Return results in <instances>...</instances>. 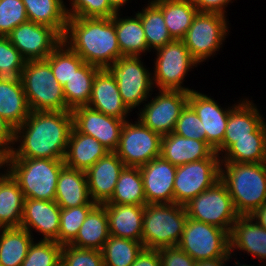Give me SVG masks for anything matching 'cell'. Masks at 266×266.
<instances>
[{
	"mask_svg": "<svg viewBox=\"0 0 266 266\" xmlns=\"http://www.w3.org/2000/svg\"><path fill=\"white\" fill-rule=\"evenodd\" d=\"M253 221L250 216L237 218L229 233L230 253L239 249L260 260H266V229Z\"/></svg>",
	"mask_w": 266,
	"mask_h": 266,
	"instance_id": "obj_25",
	"label": "cell"
},
{
	"mask_svg": "<svg viewBox=\"0 0 266 266\" xmlns=\"http://www.w3.org/2000/svg\"><path fill=\"white\" fill-rule=\"evenodd\" d=\"M61 249L62 245L55 241H33L21 266H57L61 262Z\"/></svg>",
	"mask_w": 266,
	"mask_h": 266,
	"instance_id": "obj_42",
	"label": "cell"
},
{
	"mask_svg": "<svg viewBox=\"0 0 266 266\" xmlns=\"http://www.w3.org/2000/svg\"><path fill=\"white\" fill-rule=\"evenodd\" d=\"M232 256H224L216 259H207L196 261L195 266H226V262L229 261Z\"/></svg>",
	"mask_w": 266,
	"mask_h": 266,
	"instance_id": "obj_53",
	"label": "cell"
},
{
	"mask_svg": "<svg viewBox=\"0 0 266 266\" xmlns=\"http://www.w3.org/2000/svg\"><path fill=\"white\" fill-rule=\"evenodd\" d=\"M254 221L266 229V202H264L260 207H258L251 215Z\"/></svg>",
	"mask_w": 266,
	"mask_h": 266,
	"instance_id": "obj_52",
	"label": "cell"
},
{
	"mask_svg": "<svg viewBox=\"0 0 266 266\" xmlns=\"http://www.w3.org/2000/svg\"><path fill=\"white\" fill-rule=\"evenodd\" d=\"M128 0H108L110 6L116 11H120V7L127 3Z\"/></svg>",
	"mask_w": 266,
	"mask_h": 266,
	"instance_id": "obj_54",
	"label": "cell"
},
{
	"mask_svg": "<svg viewBox=\"0 0 266 266\" xmlns=\"http://www.w3.org/2000/svg\"><path fill=\"white\" fill-rule=\"evenodd\" d=\"M14 133L15 129L0 116V156L3 159L12 153Z\"/></svg>",
	"mask_w": 266,
	"mask_h": 266,
	"instance_id": "obj_49",
	"label": "cell"
},
{
	"mask_svg": "<svg viewBox=\"0 0 266 266\" xmlns=\"http://www.w3.org/2000/svg\"><path fill=\"white\" fill-rule=\"evenodd\" d=\"M156 51L153 84H156L159 90L193 91V89L181 86L189 69L198 64L183 41L173 40Z\"/></svg>",
	"mask_w": 266,
	"mask_h": 266,
	"instance_id": "obj_11",
	"label": "cell"
},
{
	"mask_svg": "<svg viewBox=\"0 0 266 266\" xmlns=\"http://www.w3.org/2000/svg\"><path fill=\"white\" fill-rule=\"evenodd\" d=\"M5 173L2 174V172L0 173V179L7 173V170L4 171Z\"/></svg>",
	"mask_w": 266,
	"mask_h": 266,
	"instance_id": "obj_57",
	"label": "cell"
},
{
	"mask_svg": "<svg viewBox=\"0 0 266 266\" xmlns=\"http://www.w3.org/2000/svg\"><path fill=\"white\" fill-rule=\"evenodd\" d=\"M100 68L84 62L63 86L66 108L72 111L88 106L92 93L93 80Z\"/></svg>",
	"mask_w": 266,
	"mask_h": 266,
	"instance_id": "obj_35",
	"label": "cell"
},
{
	"mask_svg": "<svg viewBox=\"0 0 266 266\" xmlns=\"http://www.w3.org/2000/svg\"><path fill=\"white\" fill-rule=\"evenodd\" d=\"M198 12L217 13L225 15V7L231 0H190Z\"/></svg>",
	"mask_w": 266,
	"mask_h": 266,
	"instance_id": "obj_50",
	"label": "cell"
},
{
	"mask_svg": "<svg viewBox=\"0 0 266 266\" xmlns=\"http://www.w3.org/2000/svg\"><path fill=\"white\" fill-rule=\"evenodd\" d=\"M187 217L204 222L230 233L237 214L225 184L219 179L185 204Z\"/></svg>",
	"mask_w": 266,
	"mask_h": 266,
	"instance_id": "obj_7",
	"label": "cell"
},
{
	"mask_svg": "<svg viewBox=\"0 0 266 266\" xmlns=\"http://www.w3.org/2000/svg\"><path fill=\"white\" fill-rule=\"evenodd\" d=\"M235 264H236L237 266H250V265H247V264H245V265H244V264H240V262H237V261L235 262ZM239 264H240V265H239ZM236 265H235V266H236ZM253 266H254V265H253Z\"/></svg>",
	"mask_w": 266,
	"mask_h": 266,
	"instance_id": "obj_56",
	"label": "cell"
},
{
	"mask_svg": "<svg viewBox=\"0 0 266 266\" xmlns=\"http://www.w3.org/2000/svg\"><path fill=\"white\" fill-rule=\"evenodd\" d=\"M57 81L64 86L84 60L72 51L63 41L46 58Z\"/></svg>",
	"mask_w": 266,
	"mask_h": 266,
	"instance_id": "obj_40",
	"label": "cell"
},
{
	"mask_svg": "<svg viewBox=\"0 0 266 266\" xmlns=\"http://www.w3.org/2000/svg\"><path fill=\"white\" fill-rule=\"evenodd\" d=\"M220 180L225 184L239 216L251 215L266 202V162H221Z\"/></svg>",
	"mask_w": 266,
	"mask_h": 266,
	"instance_id": "obj_3",
	"label": "cell"
},
{
	"mask_svg": "<svg viewBox=\"0 0 266 266\" xmlns=\"http://www.w3.org/2000/svg\"><path fill=\"white\" fill-rule=\"evenodd\" d=\"M161 137L139 119L135 124L125 121L114 152L125 166L140 167L161 156Z\"/></svg>",
	"mask_w": 266,
	"mask_h": 266,
	"instance_id": "obj_12",
	"label": "cell"
},
{
	"mask_svg": "<svg viewBox=\"0 0 266 266\" xmlns=\"http://www.w3.org/2000/svg\"><path fill=\"white\" fill-rule=\"evenodd\" d=\"M61 208L55 200L24 199L23 217L21 228L32 234L31 229L42 233L44 241H55L58 243ZM31 228V229H30Z\"/></svg>",
	"mask_w": 266,
	"mask_h": 266,
	"instance_id": "obj_20",
	"label": "cell"
},
{
	"mask_svg": "<svg viewBox=\"0 0 266 266\" xmlns=\"http://www.w3.org/2000/svg\"><path fill=\"white\" fill-rule=\"evenodd\" d=\"M22 2L29 21L49 26L64 36L68 15L63 0H22Z\"/></svg>",
	"mask_w": 266,
	"mask_h": 266,
	"instance_id": "obj_34",
	"label": "cell"
},
{
	"mask_svg": "<svg viewBox=\"0 0 266 266\" xmlns=\"http://www.w3.org/2000/svg\"><path fill=\"white\" fill-rule=\"evenodd\" d=\"M106 203L146 205L143 179L139 167L125 166L123 168L112 197Z\"/></svg>",
	"mask_w": 266,
	"mask_h": 266,
	"instance_id": "obj_37",
	"label": "cell"
},
{
	"mask_svg": "<svg viewBox=\"0 0 266 266\" xmlns=\"http://www.w3.org/2000/svg\"><path fill=\"white\" fill-rule=\"evenodd\" d=\"M88 106L106 114L127 121L130 110L123 103L116 80L106 69H100L93 80Z\"/></svg>",
	"mask_w": 266,
	"mask_h": 266,
	"instance_id": "obj_22",
	"label": "cell"
},
{
	"mask_svg": "<svg viewBox=\"0 0 266 266\" xmlns=\"http://www.w3.org/2000/svg\"><path fill=\"white\" fill-rule=\"evenodd\" d=\"M55 202L60 208L97 204L90 199L86 173L64 166L58 177Z\"/></svg>",
	"mask_w": 266,
	"mask_h": 266,
	"instance_id": "obj_28",
	"label": "cell"
},
{
	"mask_svg": "<svg viewBox=\"0 0 266 266\" xmlns=\"http://www.w3.org/2000/svg\"><path fill=\"white\" fill-rule=\"evenodd\" d=\"M144 248L139 241L109 235L101 249L104 266H131Z\"/></svg>",
	"mask_w": 266,
	"mask_h": 266,
	"instance_id": "obj_38",
	"label": "cell"
},
{
	"mask_svg": "<svg viewBox=\"0 0 266 266\" xmlns=\"http://www.w3.org/2000/svg\"><path fill=\"white\" fill-rule=\"evenodd\" d=\"M7 38L26 61L46 59L63 41L55 29L31 21L17 26Z\"/></svg>",
	"mask_w": 266,
	"mask_h": 266,
	"instance_id": "obj_15",
	"label": "cell"
},
{
	"mask_svg": "<svg viewBox=\"0 0 266 266\" xmlns=\"http://www.w3.org/2000/svg\"><path fill=\"white\" fill-rule=\"evenodd\" d=\"M72 128L71 111H31L15 129L20 145L6 158L64 159Z\"/></svg>",
	"mask_w": 266,
	"mask_h": 266,
	"instance_id": "obj_1",
	"label": "cell"
},
{
	"mask_svg": "<svg viewBox=\"0 0 266 266\" xmlns=\"http://www.w3.org/2000/svg\"><path fill=\"white\" fill-rule=\"evenodd\" d=\"M144 28L148 51L165 46L173 41L170 36L162 11L151 1L137 13Z\"/></svg>",
	"mask_w": 266,
	"mask_h": 266,
	"instance_id": "obj_39",
	"label": "cell"
},
{
	"mask_svg": "<svg viewBox=\"0 0 266 266\" xmlns=\"http://www.w3.org/2000/svg\"><path fill=\"white\" fill-rule=\"evenodd\" d=\"M189 92L181 90H159L138 113V119L161 136L174 132L181 111L188 103Z\"/></svg>",
	"mask_w": 266,
	"mask_h": 266,
	"instance_id": "obj_14",
	"label": "cell"
},
{
	"mask_svg": "<svg viewBox=\"0 0 266 266\" xmlns=\"http://www.w3.org/2000/svg\"><path fill=\"white\" fill-rule=\"evenodd\" d=\"M20 79L31 111H68L63 86L46 59L26 61Z\"/></svg>",
	"mask_w": 266,
	"mask_h": 266,
	"instance_id": "obj_6",
	"label": "cell"
},
{
	"mask_svg": "<svg viewBox=\"0 0 266 266\" xmlns=\"http://www.w3.org/2000/svg\"><path fill=\"white\" fill-rule=\"evenodd\" d=\"M195 261L231 256L229 232L188 218L177 245Z\"/></svg>",
	"mask_w": 266,
	"mask_h": 266,
	"instance_id": "obj_8",
	"label": "cell"
},
{
	"mask_svg": "<svg viewBox=\"0 0 266 266\" xmlns=\"http://www.w3.org/2000/svg\"><path fill=\"white\" fill-rule=\"evenodd\" d=\"M24 199L18 183L7 172L0 179V228L20 227Z\"/></svg>",
	"mask_w": 266,
	"mask_h": 266,
	"instance_id": "obj_33",
	"label": "cell"
},
{
	"mask_svg": "<svg viewBox=\"0 0 266 266\" xmlns=\"http://www.w3.org/2000/svg\"><path fill=\"white\" fill-rule=\"evenodd\" d=\"M162 11L173 40H182L198 10L190 0H152Z\"/></svg>",
	"mask_w": 266,
	"mask_h": 266,
	"instance_id": "obj_31",
	"label": "cell"
},
{
	"mask_svg": "<svg viewBox=\"0 0 266 266\" xmlns=\"http://www.w3.org/2000/svg\"><path fill=\"white\" fill-rule=\"evenodd\" d=\"M71 113L73 127L78 132L94 137L110 152L116 150L124 120L108 116L89 106L78 107Z\"/></svg>",
	"mask_w": 266,
	"mask_h": 266,
	"instance_id": "obj_16",
	"label": "cell"
},
{
	"mask_svg": "<svg viewBox=\"0 0 266 266\" xmlns=\"http://www.w3.org/2000/svg\"><path fill=\"white\" fill-rule=\"evenodd\" d=\"M110 152L98 140L87 134L71 130L64 164L67 167L86 172L100 158Z\"/></svg>",
	"mask_w": 266,
	"mask_h": 266,
	"instance_id": "obj_26",
	"label": "cell"
},
{
	"mask_svg": "<svg viewBox=\"0 0 266 266\" xmlns=\"http://www.w3.org/2000/svg\"><path fill=\"white\" fill-rule=\"evenodd\" d=\"M28 21L22 0H0V36L7 37L13 29Z\"/></svg>",
	"mask_w": 266,
	"mask_h": 266,
	"instance_id": "obj_44",
	"label": "cell"
},
{
	"mask_svg": "<svg viewBox=\"0 0 266 266\" xmlns=\"http://www.w3.org/2000/svg\"><path fill=\"white\" fill-rule=\"evenodd\" d=\"M108 216L109 234L142 241L144 205L104 203Z\"/></svg>",
	"mask_w": 266,
	"mask_h": 266,
	"instance_id": "obj_24",
	"label": "cell"
},
{
	"mask_svg": "<svg viewBox=\"0 0 266 266\" xmlns=\"http://www.w3.org/2000/svg\"><path fill=\"white\" fill-rule=\"evenodd\" d=\"M61 262L65 266H104L101 250L62 246Z\"/></svg>",
	"mask_w": 266,
	"mask_h": 266,
	"instance_id": "obj_45",
	"label": "cell"
},
{
	"mask_svg": "<svg viewBox=\"0 0 266 266\" xmlns=\"http://www.w3.org/2000/svg\"><path fill=\"white\" fill-rule=\"evenodd\" d=\"M161 266H195L196 261L178 246L158 249Z\"/></svg>",
	"mask_w": 266,
	"mask_h": 266,
	"instance_id": "obj_48",
	"label": "cell"
},
{
	"mask_svg": "<svg viewBox=\"0 0 266 266\" xmlns=\"http://www.w3.org/2000/svg\"><path fill=\"white\" fill-rule=\"evenodd\" d=\"M131 266H161L158 250L144 248Z\"/></svg>",
	"mask_w": 266,
	"mask_h": 266,
	"instance_id": "obj_51",
	"label": "cell"
},
{
	"mask_svg": "<svg viewBox=\"0 0 266 266\" xmlns=\"http://www.w3.org/2000/svg\"><path fill=\"white\" fill-rule=\"evenodd\" d=\"M124 167L115 152H108L85 172L89 196L93 202L104 204L112 197Z\"/></svg>",
	"mask_w": 266,
	"mask_h": 266,
	"instance_id": "obj_19",
	"label": "cell"
},
{
	"mask_svg": "<svg viewBox=\"0 0 266 266\" xmlns=\"http://www.w3.org/2000/svg\"><path fill=\"white\" fill-rule=\"evenodd\" d=\"M234 105L229 113L223 143L215 151L218 155L222 152L224 154L235 143V139L252 137V132L264 122L252 101L243 99L242 102Z\"/></svg>",
	"mask_w": 266,
	"mask_h": 266,
	"instance_id": "obj_23",
	"label": "cell"
},
{
	"mask_svg": "<svg viewBox=\"0 0 266 266\" xmlns=\"http://www.w3.org/2000/svg\"><path fill=\"white\" fill-rule=\"evenodd\" d=\"M221 159H202L177 166L174 203L185 205L220 179Z\"/></svg>",
	"mask_w": 266,
	"mask_h": 266,
	"instance_id": "obj_13",
	"label": "cell"
},
{
	"mask_svg": "<svg viewBox=\"0 0 266 266\" xmlns=\"http://www.w3.org/2000/svg\"><path fill=\"white\" fill-rule=\"evenodd\" d=\"M188 217L185 205H144L142 241L146 249L177 246Z\"/></svg>",
	"mask_w": 266,
	"mask_h": 266,
	"instance_id": "obj_5",
	"label": "cell"
},
{
	"mask_svg": "<svg viewBox=\"0 0 266 266\" xmlns=\"http://www.w3.org/2000/svg\"><path fill=\"white\" fill-rule=\"evenodd\" d=\"M62 40L84 62L100 69L122 57L111 18L68 17Z\"/></svg>",
	"mask_w": 266,
	"mask_h": 266,
	"instance_id": "obj_2",
	"label": "cell"
},
{
	"mask_svg": "<svg viewBox=\"0 0 266 266\" xmlns=\"http://www.w3.org/2000/svg\"><path fill=\"white\" fill-rule=\"evenodd\" d=\"M25 64L18 49L7 37L0 36V78H20Z\"/></svg>",
	"mask_w": 266,
	"mask_h": 266,
	"instance_id": "obj_43",
	"label": "cell"
},
{
	"mask_svg": "<svg viewBox=\"0 0 266 266\" xmlns=\"http://www.w3.org/2000/svg\"><path fill=\"white\" fill-rule=\"evenodd\" d=\"M146 204L174 203V180L177 166L162 156L139 167Z\"/></svg>",
	"mask_w": 266,
	"mask_h": 266,
	"instance_id": "obj_17",
	"label": "cell"
},
{
	"mask_svg": "<svg viewBox=\"0 0 266 266\" xmlns=\"http://www.w3.org/2000/svg\"><path fill=\"white\" fill-rule=\"evenodd\" d=\"M3 166L5 167L6 164H5L4 159L0 156V169H1Z\"/></svg>",
	"mask_w": 266,
	"mask_h": 266,
	"instance_id": "obj_55",
	"label": "cell"
},
{
	"mask_svg": "<svg viewBox=\"0 0 266 266\" xmlns=\"http://www.w3.org/2000/svg\"><path fill=\"white\" fill-rule=\"evenodd\" d=\"M161 156L175 166L221 157L205 140L184 138L173 132L161 137Z\"/></svg>",
	"mask_w": 266,
	"mask_h": 266,
	"instance_id": "obj_21",
	"label": "cell"
},
{
	"mask_svg": "<svg viewBox=\"0 0 266 266\" xmlns=\"http://www.w3.org/2000/svg\"><path fill=\"white\" fill-rule=\"evenodd\" d=\"M71 8H66L68 17L111 18L117 12L108 0H71Z\"/></svg>",
	"mask_w": 266,
	"mask_h": 266,
	"instance_id": "obj_46",
	"label": "cell"
},
{
	"mask_svg": "<svg viewBox=\"0 0 266 266\" xmlns=\"http://www.w3.org/2000/svg\"><path fill=\"white\" fill-rule=\"evenodd\" d=\"M173 133L184 138L205 140L202 122L188 103L181 111Z\"/></svg>",
	"mask_w": 266,
	"mask_h": 266,
	"instance_id": "obj_47",
	"label": "cell"
},
{
	"mask_svg": "<svg viewBox=\"0 0 266 266\" xmlns=\"http://www.w3.org/2000/svg\"><path fill=\"white\" fill-rule=\"evenodd\" d=\"M57 266H65L62 262H60Z\"/></svg>",
	"mask_w": 266,
	"mask_h": 266,
	"instance_id": "obj_58",
	"label": "cell"
},
{
	"mask_svg": "<svg viewBox=\"0 0 266 266\" xmlns=\"http://www.w3.org/2000/svg\"><path fill=\"white\" fill-rule=\"evenodd\" d=\"M109 235L108 216L105 206L97 204L89 212L76 238L70 245L77 248L101 250Z\"/></svg>",
	"mask_w": 266,
	"mask_h": 266,
	"instance_id": "obj_29",
	"label": "cell"
},
{
	"mask_svg": "<svg viewBox=\"0 0 266 266\" xmlns=\"http://www.w3.org/2000/svg\"><path fill=\"white\" fill-rule=\"evenodd\" d=\"M140 58L122 56L106 68L116 80L122 101L130 111L146 101L155 86L152 74L144 68Z\"/></svg>",
	"mask_w": 266,
	"mask_h": 266,
	"instance_id": "obj_10",
	"label": "cell"
},
{
	"mask_svg": "<svg viewBox=\"0 0 266 266\" xmlns=\"http://www.w3.org/2000/svg\"><path fill=\"white\" fill-rule=\"evenodd\" d=\"M119 13L111 17L115 23L117 41L122 56H140L148 50L144 28L139 15L120 18Z\"/></svg>",
	"mask_w": 266,
	"mask_h": 266,
	"instance_id": "obj_32",
	"label": "cell"
},
{
	"mask_svg": "<svg viewBox=\"0 0 266 266\" xmlns=\"http://www.w3.org/2000/svg\"><path fill=\"white\" fill-rule=\"evenodd\" d=\"M30 113L21 79L0 78V116L16 129Z\"/></svg>",
	"mask_w": 266,
	"mask_h": 266,
	"instance_id": "obj_27",
	"label": "cell"
},
{
	"mask_svg": "<svg viewBox=\"0 0 266 266\" xmlns=\"http://www.w3.org/2000/svg\"><path fill=\"white\" fill-rule=\"evenodd\" d=\"M0 231V266H21L33 236L21 227L0 228Z\"/></svg>",
	"mask_w": 266,
	"mask_h": 266,
	"instance_id": "obj_36",
	"label": "cell"
},
{
	"mask_svg": "<svg viewBox=\"0 0 266 266\" xmlns=\"http://www.w3.org/2000/svg\"><path fill=\"white\" fill-rule=\"evenodd\" d=\"M97 204H85L74 208H61L58 244H70L77 236L89 212Z\"/></svg>",
	"mask_w": 266,
	"mask_h": 266,
	"instance_id": "obj_41",
	"label": "cell"
},
{
	"mask_svg": "<svg viewBox=\"0 0 266 266\" xmlns=\"http://www.w3.org/2000/svg\"><path fill=\"white\" fill-rule=\"evenodd\" d=\"M188 104L202 122L203 138L216 151L223 143L231 108L224 109L210 96L196 90L189 92Z\"/></svg>",
	"mask_w": 266,
	"mask_h": 266,
	"instance_id": "obj_18",
	"label": "cell"
},
{
	"mask_svg": "<svg viewBox=\"0 0 266 266\" xmlns=\"http://www.w3.org/2000/svg\"><path fill=\"white\" fill-rule=\"evenodd\" d=\"M225 16L207 12L195 15L182 41L198 64L219 51L229 32Z\"/></svg>",
	"mask_w": 266,
	"mask_h": 266,
	"instance_id": "obj_9",
	"label": "cell"
},
{
	"mask_svg": "<svg viewBox=\"0 0 266 266\" xmlns=\"http://www.w3.org/2000/svg\"><path fill=\"white\" fill-rule=\"evenodd\" d=\"M220 158L221 162H266V122L252 132V137L235 139V143L225 152L224 157L222 154Z\"/></svg>",
	"mask_w": 266,
	"mask_h": 266,
	"instance_id": "obj_30",
	"label": "cell"
},
{
	"mask_svg": "<svg viewBox=\"0 0 266 266\" xmlns=\"http://www.w3.org/2000/svg\"><path fill=\"white\" fill-rule=\"evenodd\" d=\"M4 161L7 172L18 183L25 199L55 200L64 159L5 158Z\"/></svg>",
	"mask_w": 266,
	"mask_h": 266,
	"instance_id": "obj_4",
	"label": "cell"
}]
</instances>
